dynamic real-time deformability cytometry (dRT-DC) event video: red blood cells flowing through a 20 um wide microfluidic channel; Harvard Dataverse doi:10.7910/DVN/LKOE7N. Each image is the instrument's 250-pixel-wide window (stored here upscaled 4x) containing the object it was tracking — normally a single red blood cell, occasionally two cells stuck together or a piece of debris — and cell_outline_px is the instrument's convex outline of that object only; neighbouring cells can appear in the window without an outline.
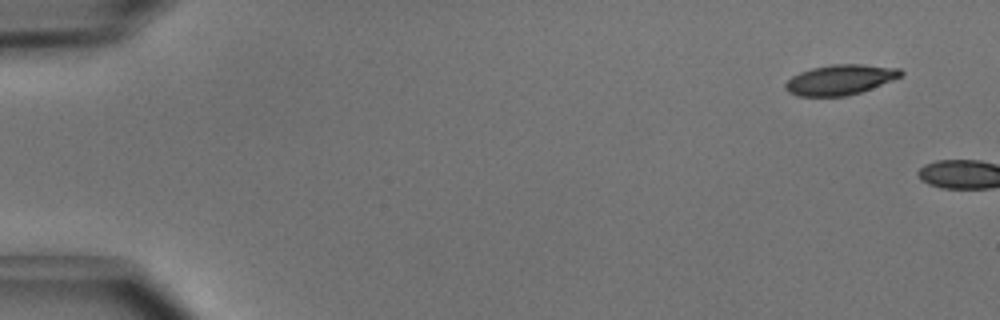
{"species": "common noctule bat (a hibernating species)", "species_latin": "Nyctalus noctula", "temperature_condition": "cold", "stored_images_in_passage": 2, "camera_frame_rate_fps": 3000, "um_per_image_px": 0.085, "animal": {"sex": "male", "body_mass_g": 15.6}, "frame": {"image": 1, "passage_image": 1, "time_ms": 0.0, "image_size_px": [1000, 320], "cell_outline_px": [[904, 72], [900, 76], [892, 80], [860, 92], [848, 96], [796, 96], [788, 92], [784, 88], [784, 84], [792, 76], [800, 72], [812, 68], [832, 64], [860, 64], [900, 68]], "centroid_in_image_um": [71.38, 6.78], "position_along_channel_um": 13.6, "area_um2": 20.23}}